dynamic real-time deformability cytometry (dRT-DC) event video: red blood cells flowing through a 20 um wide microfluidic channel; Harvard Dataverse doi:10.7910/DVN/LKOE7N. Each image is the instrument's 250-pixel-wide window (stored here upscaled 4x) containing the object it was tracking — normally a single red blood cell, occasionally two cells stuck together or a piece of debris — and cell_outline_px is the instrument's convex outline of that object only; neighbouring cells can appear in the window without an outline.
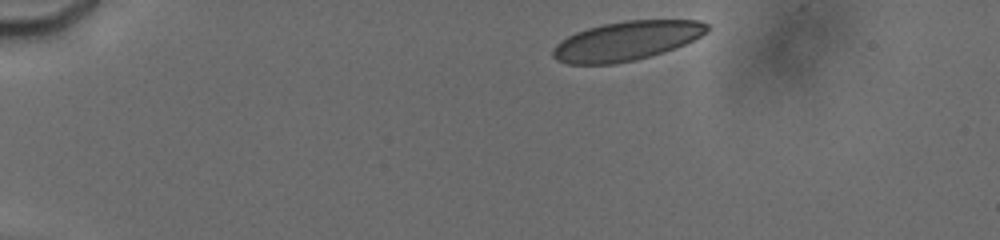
{"species": "human", "species_latin": "Homo sapiens", "temperature_condition": "cold", "stored_images_in_passage": 33, "camera_frame_rate_fps": 3000, "um_per_image_px": 0.085, "donor": {"sex": "male"}, "frame": {"image": 1, "passage_image": 2, "time_ms": 0.333, "image_size_px": [1000, 240], "cell_outline_px": [[708, 28], [700, 36], [684, 44], [664, 52], [636, 60], [616, 64], [568, 64], [556, 60], [552, 56], [552, 48], [560, 40], [576, 32], [588, 28], [604, 24], [624, 20], [700, 20], [708, 24]], "centroid_in_image_um": [53.21, 3.48], "position_along_channel_um": 31.8, "area_um2": 35.2}}
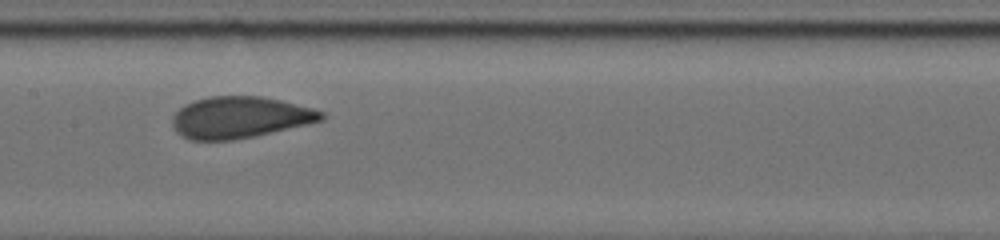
{"frame": {"image": 2, "passage_image": 20, "time_ms": 6.667, "image_size_px": [1000, 240], "cell_outline_px": [[324, 120], [308, 124], [256, 136], [232, 140], [188, 140], [176, 132], [172, 128], [172, 116], [184, 104], [196, 100], [212, 96], [260, 96], [280, 100], [312, 108], [324, 112]], "centroid_in_image_um": [20.37, 9.99], "position_along_channel_um": 187.0, "area_um2": 36.18}}
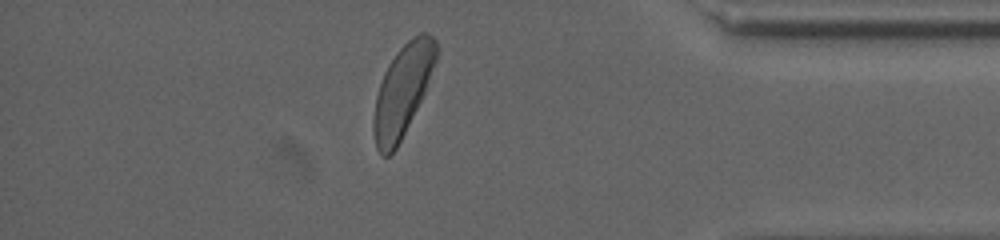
{"frame": {"image": 3, "passage_image": 30, "time_ms": 13.0, "image_size_px": [1000, 240], "cell_outline_px": [[436, 60], [424, 92], [396, 148], [388, 156], [380, 156], [376, 148], [372, 132], [372, 120], [376, 96], [384, 72], [388, 64], [396, 52], [412, 36], [420, 32], [428, 32], [436, 40]], "centroid_in_image_um": [34.18, 7.7], "position_along_channel_um": 401.0, "area_um2": 32.83}, "authors_computed_cell_mechanics": {"area_um2": 35.7782, "velocity_mm_per_s": 3.7759, "shape_relaxation_time_tau1_ms": 3.4678, "shape_relaxation_time_tau2_ms": null, "deformation_change_tau1": 0.1225, "deformation_change_tau2": null}}